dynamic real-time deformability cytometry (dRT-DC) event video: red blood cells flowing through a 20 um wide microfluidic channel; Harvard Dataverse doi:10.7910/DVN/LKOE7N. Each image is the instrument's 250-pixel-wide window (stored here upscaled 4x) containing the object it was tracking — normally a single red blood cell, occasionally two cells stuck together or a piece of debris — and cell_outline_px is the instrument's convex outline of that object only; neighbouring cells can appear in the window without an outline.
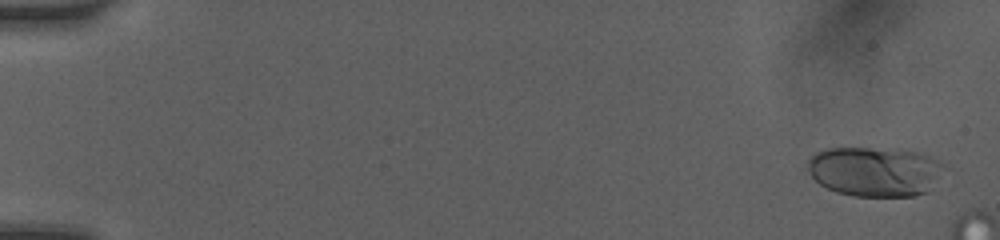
{"species": "human", "species_latin": "Homo sapiens", "temperature_condition": "room temperature", "stored_images_in_passage": 17, "camera_frame_rate_fps": 3000, "um_per_image_px": 0.085, "donor": {"sex": "female"}, "frame": {"image": 1, "passage_image": 3, "time_ms": 0.333, "image_size_px": [1000, 240], "cell_outline_px": [[948, 164], [928, 192], [916, 196], [852, 196], [836, 192], [820, 184], [804, 168], [808, 160], [816, 152], [828, 148], [896, 148], [916, 152], [940, 160]], "centroid_in_image_um": [74.38, 14.57], "position_along_channel_um": 10.6, "area_um2": 40.11}}